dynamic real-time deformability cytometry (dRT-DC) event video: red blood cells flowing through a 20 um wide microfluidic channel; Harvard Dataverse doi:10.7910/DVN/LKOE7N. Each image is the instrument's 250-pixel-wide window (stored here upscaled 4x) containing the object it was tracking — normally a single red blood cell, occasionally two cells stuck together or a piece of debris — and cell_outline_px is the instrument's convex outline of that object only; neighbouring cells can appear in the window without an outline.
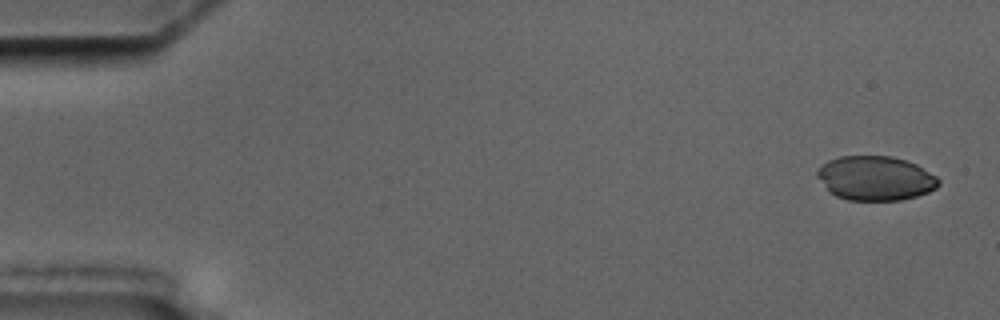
{"species": "common noctule bat (a hibernating species)", "species_latin": "Nyctalus noctula", "temperature_condition": "cold", "stored_images_in_passage": 4, "camera_frame_rate_fps": 3000, "um_per_image_px": 0.085, "animal": {"sex": "male", "body_mass_g": 17.5, "forearm_length_mm": 52.3}, "frame": {"image": 1, "passage_image": 1, "time_ms": 0.0, "image_size_px": [1000, 320], "cell_outline_px": [[940, 184], [936, 188], [928, 192], [916, 196], [900, 200], [848, 200], [836, 196], [828, 192], [816, 176], [816, 168], [828, 160], [840, 156], [892, 156], [916, 164], [936, 176], [940, 180]], "centroid_in_image_um": [74.37, 15.15], "position_along_channel_um": 10.6, "area_um2": 31.56}}